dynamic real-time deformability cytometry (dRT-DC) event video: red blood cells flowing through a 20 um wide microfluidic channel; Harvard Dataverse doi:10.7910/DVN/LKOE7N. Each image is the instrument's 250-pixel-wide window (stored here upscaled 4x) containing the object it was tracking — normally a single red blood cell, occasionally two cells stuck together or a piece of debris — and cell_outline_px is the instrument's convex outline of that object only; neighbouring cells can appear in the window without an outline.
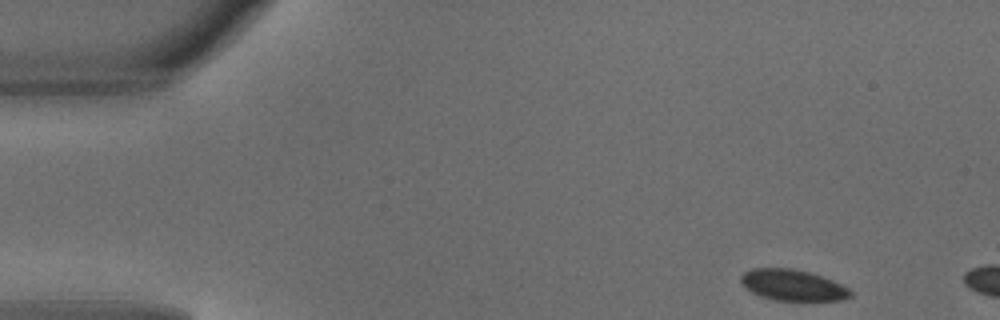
{"species": "common noctule bat (a hibernating species)", "species_latin": "Nyctalus noctula", "temperature_condition": "warm", "stored_images_in_passage": 2, "camera_frame_rate_fps": 3000, "um_per_image_px": 0.085, "animal": {"sex": "male", "body_mass_g": 18.8}, "frame": {"image": 1, "passage_image": 1, "time_ms": 0.0, "image_size_px": [1000, 320], "cell_outline_px": [[852, 296], [844, 300], [776, 300], [760, 296], [752, 292], [740, 280], [740, 276], [744, 272], [752, 268], [792, 268], [808, 272], [832, 280], [848, 288], [852, 292]], "centroid_in_image_um": [67.39, 24.23], "position_along_channel_um": 17.6, "area_um2": 19.59}}